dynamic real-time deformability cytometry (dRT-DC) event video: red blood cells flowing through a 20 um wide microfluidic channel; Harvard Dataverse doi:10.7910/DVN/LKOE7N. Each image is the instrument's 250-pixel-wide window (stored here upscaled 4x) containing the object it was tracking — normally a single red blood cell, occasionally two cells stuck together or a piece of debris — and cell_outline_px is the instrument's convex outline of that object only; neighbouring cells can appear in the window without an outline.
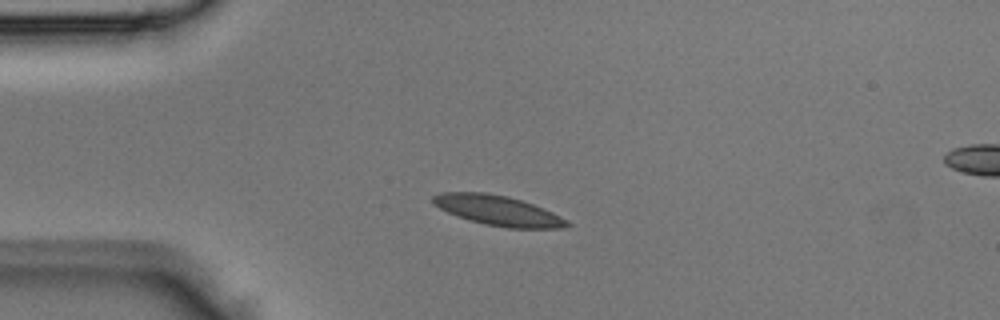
{"species": "Egyptian fruit bat (a non-hibernating species)", "species_latin": "Rousettus aegyptiacus", "temperature_condition": "room temperature", "stored_images_in_passage": 2, "camera_frame_rate_fps": 3000, "um_per_image_px": 0.085, "animal": {"sex": "male"}, "frame": {"image": 1, "passage_image": 1, "time_ms": 0.0, "image_size_px": [1000, 320], "cell_outline_px": [[572, 224], [568, 228], [508, 228], [484, 224], [468, 220], [456, 216], [432, 204], [432, 196], [440, 192], [484, 192], [508, 196], [532, 204], [552, 212], [568, 220]], "centroid_in_image_um": [42.32, 17.9], "position_along_channel_um": 42.7, "area_um2": 23.52}}